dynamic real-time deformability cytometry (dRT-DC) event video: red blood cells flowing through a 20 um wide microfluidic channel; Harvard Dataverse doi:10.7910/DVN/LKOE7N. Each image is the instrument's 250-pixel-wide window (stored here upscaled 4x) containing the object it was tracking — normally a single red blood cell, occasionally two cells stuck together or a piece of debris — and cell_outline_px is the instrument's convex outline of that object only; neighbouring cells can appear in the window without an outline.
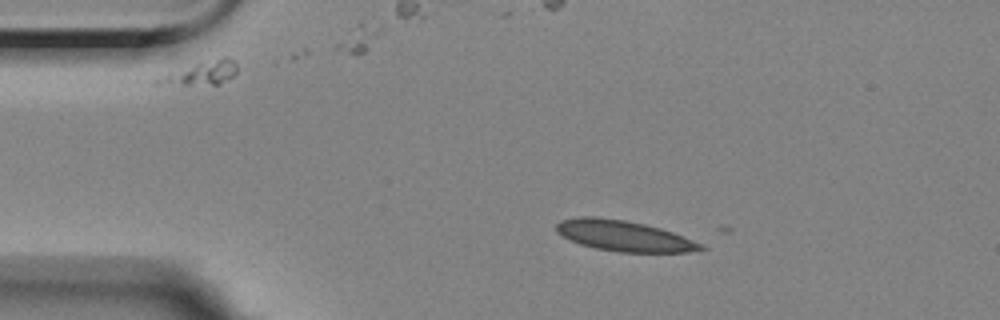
{"species": "Egyptian fruit bat (a non-hibernating species)", "species_latin": "Rousettus aegyptiacus", "temperature_condition": "room temperature", "stored_images_in_passage": 4, "camera_frame_rate_fps": 3000, "um_per_image_px": 0.085, "animal": {"sex": "female"}, "frame": {"image": 1, "passage_image": 2, "time_ms": 1.0, "image_size_px": [1000, 320], "cell_outline_px": [[708, 248], [688, 252], [620, 252], [596, 248], [580, 244], [556, 232], [556, 224], [560, 220], [580, 216], [592, 216], [624, 220], [644, 224], [660, 228], [672, 232], [704, 244]], "centroid_in_image_um": [53.05, 20.04], "position_along_channel_um": 32.0, "area_um2": 25.66}}